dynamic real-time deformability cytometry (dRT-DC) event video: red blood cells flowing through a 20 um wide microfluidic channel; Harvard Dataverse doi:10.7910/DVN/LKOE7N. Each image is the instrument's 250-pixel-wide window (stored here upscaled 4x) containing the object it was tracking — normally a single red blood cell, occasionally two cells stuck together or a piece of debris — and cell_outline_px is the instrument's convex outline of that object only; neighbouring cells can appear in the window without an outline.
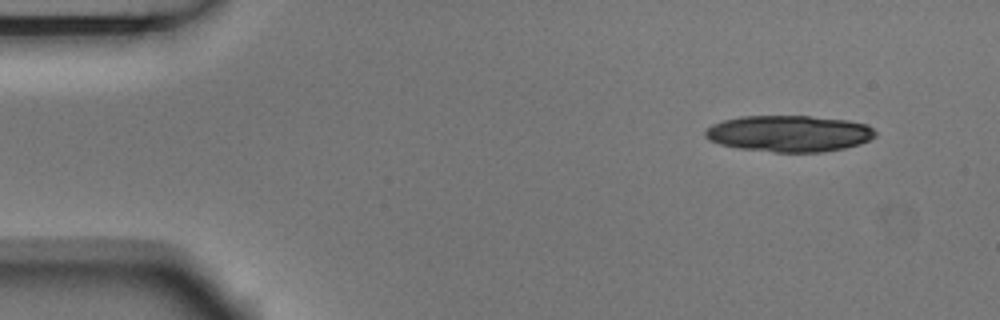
{"species": "Egyptian fruit bat (a non-hibernating species)", "species_latin": "Rousettus aegyptiacus", "temperature_condition": "room temperature", "stored_images_in_passage": 4, "camera_frame_rate_fps": 3000, "um_per_image_px": 0.085, "animal": {"sex": "male"}, "frame": {"image": 1, "passage_image": 1, "time_ms": 0.0, "image_size_px": [1000, 320], "cell_outline_px": [[876, 136], [860, 144], [844, 148], [820, 152], [776, 152], [740, 148], [720, 144], [708, 140], [704, 136], [704, 132], [712, 124], [724, 120], [740, 116], [808, 116], [848, 120], [868, 124], [876, 132]], "centroid_in_image_um": [67.08, 11.34], "position_along_channel_um": 17.9, "area_um2": 36.07}}